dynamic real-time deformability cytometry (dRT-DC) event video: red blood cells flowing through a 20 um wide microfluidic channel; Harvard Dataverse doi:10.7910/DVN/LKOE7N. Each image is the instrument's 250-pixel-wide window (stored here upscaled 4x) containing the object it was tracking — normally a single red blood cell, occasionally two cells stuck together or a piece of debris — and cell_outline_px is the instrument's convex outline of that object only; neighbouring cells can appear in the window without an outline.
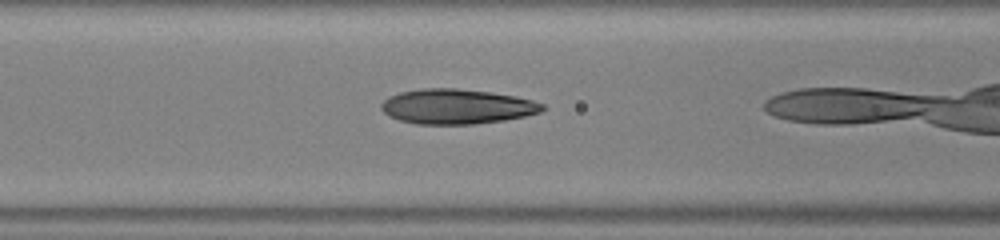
{"species": "human", "species_latin": "Homo sapiens", "temperature_condition": "warm", "stored_images_in_passage": 24, "camera_frame_rate_fps": 3000, "um_per_image_px": 0.085, "donor": {"sex": "male"}, "frame": {"image": 1, "passage_image": 4, "time_ms": 1.0, "image_size_px": [1000, 240], "cell_outline_px": [[544, 108], [540, 112], [524, 116], [504, 120], [476, 124], [416, 124], [400, 120], [384, 112], [380, 108], [380, 104], [388, 96], [400, 92], [424, 88], [456, 88], [488, 92], [516, 96], [532, 100], [544, 104]], "centroid_in_image_um": [38.81, 9.05], "position_along_channel_um": 127.8, "area_um2": 32.66}}
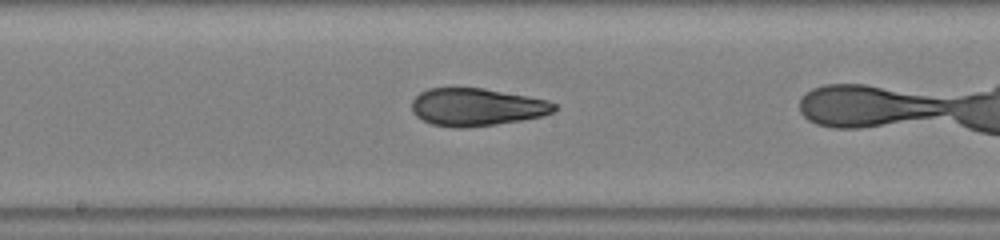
{"frame": {"image": 2, "passage_image": 10, "time_ms": 3.0, "image_size_px": [1000, 240], "cell_outline_px": [[556, 108], [552, 112], [544, 116], [496, 124], [460, 128], [456, 128], [432, 124], [416, 116], [412, 112], [412, 100], [420, 92], [428, 88], [484, 88], [528, 96], [548, 100], [556, 104]], "centroid_in_image_um": [40.51, 9.09], "position_along_channel_um": 207.7, "area_um2": 31.21}}
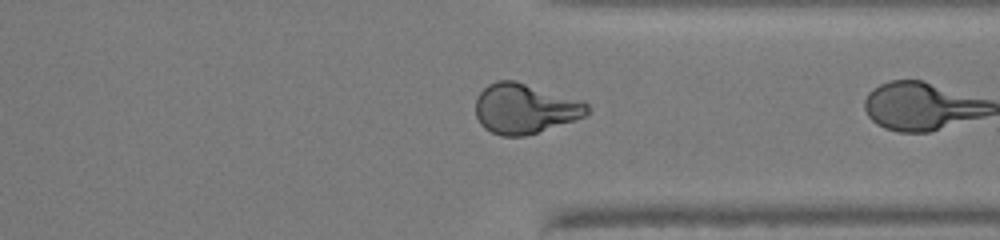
{"frame": {"image": 3, "passage_image": 22, "time_ms": 7.0, "image_size_px": [1000, 240], "cell_outline_px": [[588, 112], [584, 116], [576, 120], [524, 136], [500, 136], [484, 128], [480, 124], [476, 116], [476, 96], [488, 84], [496, 80], [516, 80], [584, 100], [588, 104]], "centroid_in_image_um": [44.61, 9.21], "position_along_channel_um": 366.8, "area_um2": 32.89}}